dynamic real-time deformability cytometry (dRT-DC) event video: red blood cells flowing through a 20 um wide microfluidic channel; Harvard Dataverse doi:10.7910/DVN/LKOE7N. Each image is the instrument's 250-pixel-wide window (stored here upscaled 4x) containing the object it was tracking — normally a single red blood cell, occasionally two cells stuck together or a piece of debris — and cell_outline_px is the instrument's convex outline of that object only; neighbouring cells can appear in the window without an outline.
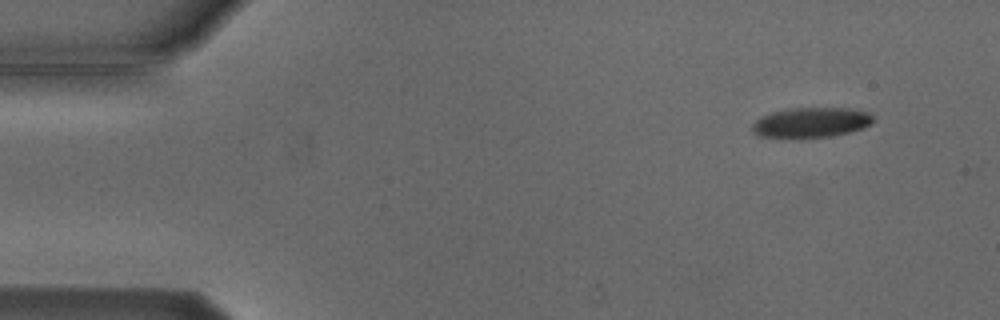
{"species": "Egyptian fruit bat (a non-hibernating species)", "species_latin": "Rousettus aegyptiacus", "temperature_condition": "cold", "stored_images_in_passage": 4, "camera_frame_rate_fps": 3000, "um_per_image_px": 0.085, "animal": {"sex": "male"}, "frame": {"image": 1, "passage_image": 1, "time_ms": 0.0, "image_size_px": [1000, 320], "cell_outline_px": [[872, 120], [864, 128], [832, 136], [800, 140], [792, 140], [756, 136], [752, 132], [752, 124], [756, 120], [772, 112], [788, 108], [848, 108], [868, 112], [872, 116]], "centroid_in_image_um": [68.86, 10.46], "position_along_channel_um": 16.1, "area_um2": 21.79}}
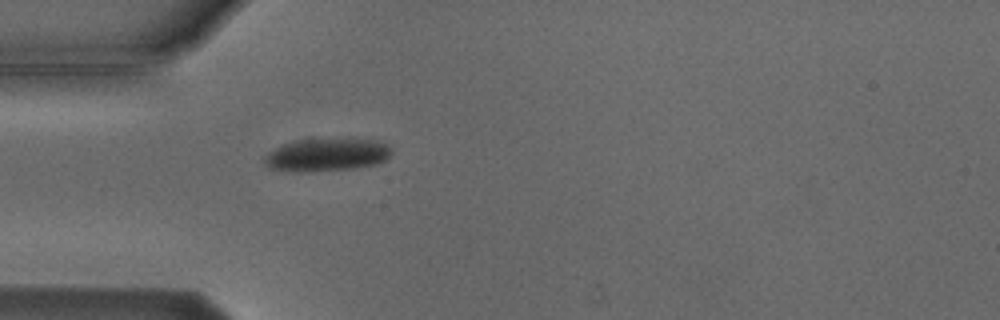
{"frame": {"image": 2, "passage_image": 4, "time_ms": 3.667, "image_size_px": [1000, 320], "cell_outline_px": [[392, 152], [384, 160], [376, 164], [356, 168], [316, 172], [292, 172], [268, 168], [264, 164], [264, 156], [272, 148], [280, 144], [300, 140], [372, 140], [388, 144], [392, 148]], "centroid_in_image_um": [27.7, 13.19], "position_along_channel_um": 57.3, "area_um2": 24.39}}